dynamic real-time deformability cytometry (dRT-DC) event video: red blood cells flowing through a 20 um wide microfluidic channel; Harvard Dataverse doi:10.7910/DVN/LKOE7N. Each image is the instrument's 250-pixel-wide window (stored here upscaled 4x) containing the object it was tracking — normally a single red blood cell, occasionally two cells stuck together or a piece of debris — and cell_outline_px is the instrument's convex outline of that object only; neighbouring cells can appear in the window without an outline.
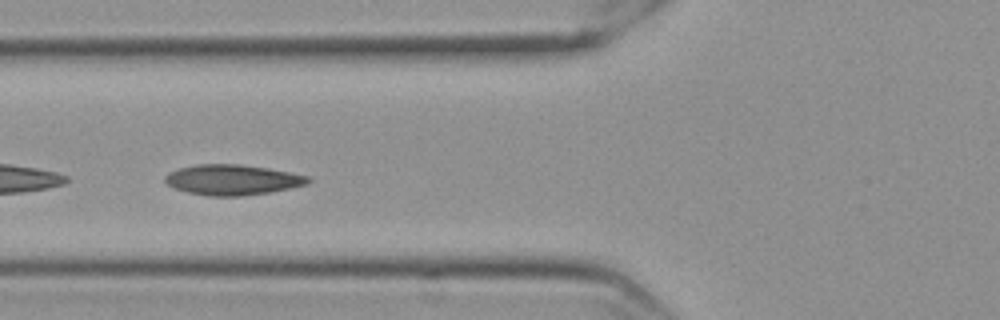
{"species": "Egyptian fruit bat (a non-hibernating species)", "species_latin": "Rousettus aegyptiacus", "temperature_condition": "cold", "stored_images_in_passage": 50, "camera_frame_rate_fps": 3000, "um_per_image_px": 0.085, "frame": {"image": 1, "passage_image": 20, "time_ms": 6.333, "image_size_px": [1000, 320], "cell_outline_px": [[312, 180], [308, 184], [268, 192], [244, 196], [208, 196], [188, 192], [176, 188], [168, 184], [164, 180], [164, 176], [168, 172], [180, 168], [196, 164], [240, 164], [268, 168], [308, 176]], "centroid_in_image_um": [19.74, 15.28], "position_along_channel_um": 106.1, "area_um2": 25.2}}
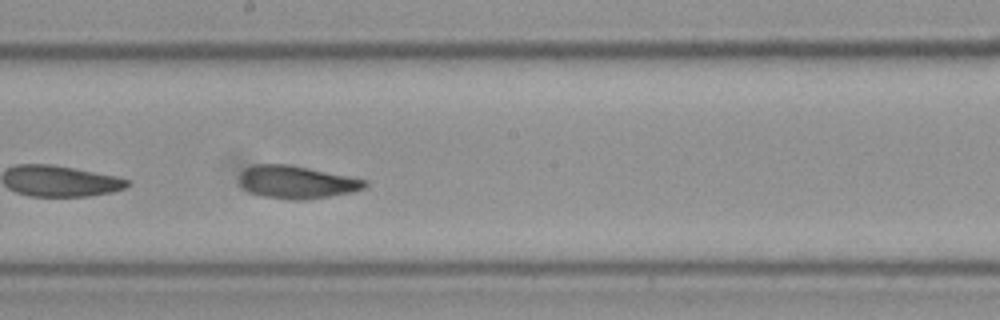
{"frame": {"image": 2, "passage_image": 30, "time_ms": 9.667, "image_size_px": [1000, 320], "cell_outline_px": [[368, 184], [364, 188], [352, 192], [332, 196], [308, 200], [292, 200], [264, 196], [252, 192], [244, 188], [240, 184], [240, 172], [244, 168], [256, 164], [288, 164], [368, 180]], "centroid_in_image_um": [25.23, 15.48], "position_along_channel_um": 223.0, "area_um2": 23.93}}
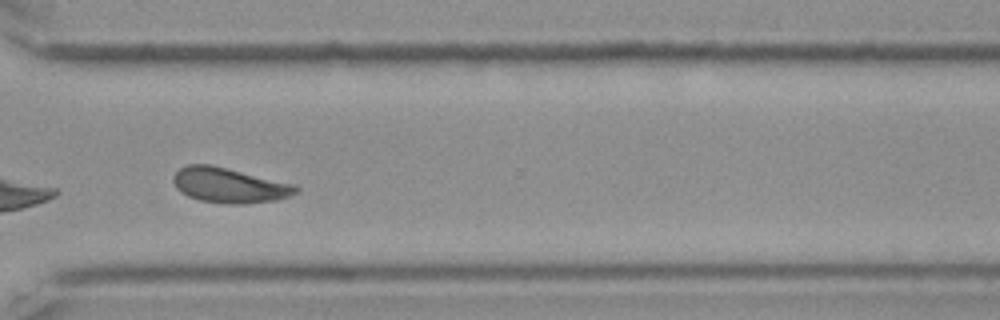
{"frame": {"image": 3, "passage_image": 41, "time_ms": 13.333, "image_size_px": [1000, 320], "cell_outline_px": [[300, 188], [292, 196], [276, 200], [244, 204], [228, 204], [200, 200], [188, 196], [180, 192], [176, 188], [172, 180], [172, 176], [180, 168], [188, 164], [208, 164], [296, 184]], "centroid_in_image_um": [19.49, 15.76], "position_along_channel_um": 351.1, "area_um2": 25.09}, "authors_computed_cell_mechanics": {"area_um2": 24.8251, "velocity_mm_per_s": 3.4993, "shape_relaxation_time_tau1_ms": 4.6667, "shape_relaxation_time_tau2_ms": 2.1163, "deformation_change_tau1": 0.1, "deformation_change_tau2": 0.0546}}